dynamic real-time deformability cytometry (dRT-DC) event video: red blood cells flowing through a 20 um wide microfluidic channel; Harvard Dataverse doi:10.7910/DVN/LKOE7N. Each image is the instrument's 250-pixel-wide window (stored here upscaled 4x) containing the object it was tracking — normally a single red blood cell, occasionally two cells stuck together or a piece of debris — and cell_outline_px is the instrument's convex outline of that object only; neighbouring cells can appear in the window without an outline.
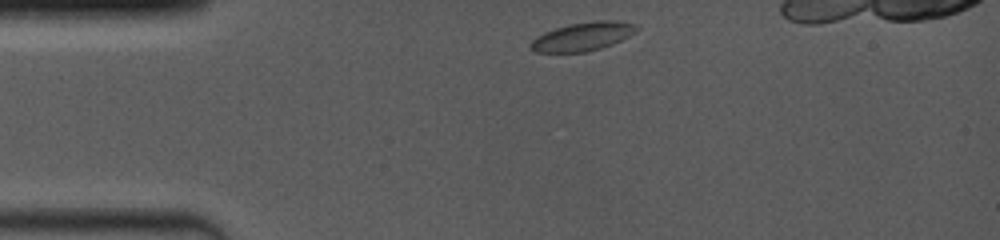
{"species": "common noctule bat (a hibernating species)", "species_latin": "Nyctalus noctula", "temperature_condition": "room temperature", "stored_images_in_passage": 3, "camera_frame_rate_fps": 4000, "um_per_image_px": 0.085, "animal": {"sex": "female", "body_mass_g": 19.0, "forearm_length_mm": 53.3}, "frame": {"image": 1, "passage_image": 1, "time_ms": 0.0, "image_size_px": [1000, 240], "cell_outline_px": [[640, 28], [636, 32], [612, 44], [600, 48], [584, 52], [536, 52], [528, 48], [528, 44], [536, 36], [544, 32], [556, 28], [572, 24], [596, 20], [616, 20], [636, 24]], "centroid_in_image_um": [49.52, 3.1], "position_along_channel_um": 35.5, "area_um2": 17.63}}
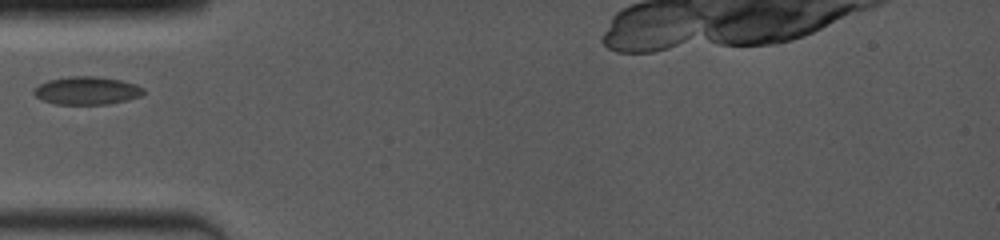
{"frame": {"image": 2, "passage_image": 3, "time_ms": 2.0, "image_size_px": [1000, 240], "cell_outline_px": [[144, 92], [140, 96], [128, 100], [108, 104], [56, 104], [44, 100], [36, 96], [32, 92], [40, 84], [48, 80], [68, 76], [96, 76], [120, 80], [136, 84], [144, 88]], "centroid_in_image_um": [7.41, 7.7], "position_along_channel_um": 77.6, "area_um2": 17.8}}